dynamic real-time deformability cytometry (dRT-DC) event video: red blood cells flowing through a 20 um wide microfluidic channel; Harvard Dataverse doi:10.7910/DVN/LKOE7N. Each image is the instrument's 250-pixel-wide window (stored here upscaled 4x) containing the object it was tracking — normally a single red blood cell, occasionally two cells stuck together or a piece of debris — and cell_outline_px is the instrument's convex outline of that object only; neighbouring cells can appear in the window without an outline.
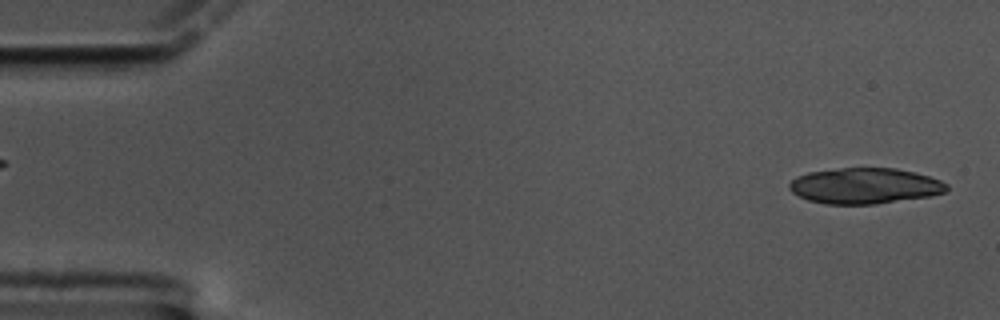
{"species": "common noctule bat (a hibernating species)", "species_latin": "Nyctalus noctula", "temperature_condition": "cold", "stored_images_in_passage": 56, "camera_frame_rate_fps": 3000, "um_per_image_px": 0.085, "animal": {"sex": "male", "body_mass_g": 17.5, "forearm_length_mm": 52.3}, "frame": {"image": 1, "passage_image": 1, "time_ms": 0.0, "image_size_px": [1000, 320], "cell_outline_px": [[948, 188], [944, 192], [928, 196], [876, 204], [824, 204], [808, 200], [792, 192], [788, 188], [788, 184], [796, 176], [808, 172], [840, 168], [896, 168], [928, 176], [940, 180], [948, 184]], "centroid_in_image_um": [73.47, 15.8], "position_along_channel_um": 11.5, "area_um2": 32.71}}
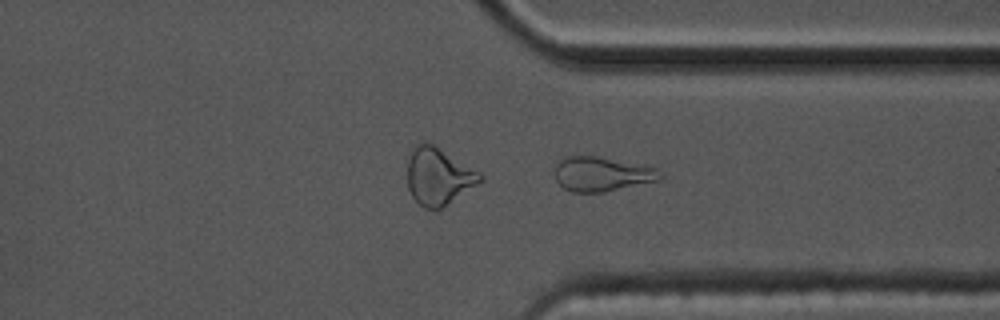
{"frame": {"image": 2, "passage_image": 43, "time_ms": 14.0, "image_size_px": [1000, 320], "cell_outline_px": [[664, 176], [660, 180], [604, 192], [572, 192], [564, 188], [556, 180], [552, 172], [556, 164], [560, 160], [568, 156], [596, 156], [656, 168], [664, 172]], "centroid_in_image_um": [51.15, 14.8], "position_along_channel_um": 360.3, "area_um2": 21.21}, "authors_computed_cell_mechanics": {"area_um2": 22.3397, "velocity_mm_per_s": 3.407, "shape_relaxation_time_tau1_ms": null, "shape_relaxation_time_tau2_ms": 2.6998, "deformation_change_tau1": null, "deformation_change_tau2": 0.1208}}